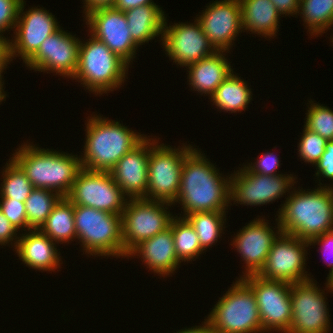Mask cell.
<instances>
[{
	"mask_svg": "<svg viewBox=\"0 0 333 333\" xmlns=\"http://www.w3.org/2000/svg\"><path fill=\"white\" fill-rule=\"evenodd\" d=\"M166 21L168 20L165 18L160 41L165 48V54L178 66H189L217 51L207 39L197 19L194 23L179 22L169 26Z\"/></svg>",
	"mask_w": 333,
	"mask_h": 333,
	"instance_id": "cell-15",
	"label": "cell"
},
{
	"mask_svg": "<svg viewBox=\"0 0 333 333\" xmlns=\"http://www.w3.org/2000/svg\"><path fill=\"white\" fill-rule=\"evenodd\" d=\"M89 33L101 40L128 65L135 58L138 46L133 42L123 11L102 8L84 15Z\"/></svg>",
	"mask_w": 333,
	"mask_h": 333,
	"instance_id": "cell-18",
	"label": "cell"
},
{
	"mask_svg": "<svg viewBox=\"0 0 333 333\" xmlns=\"http://www.w3.org/2000/svg\"><path fill=\"white\" fill-rule=\"evenodd\" d=\"M226 51H216L209 57L187 66L188 81L191 90L206 94L209 97L221 85L223 80L232 73L231 62L225 57Z\"/></svg>",
	"mask_w": 333,
	"mask_h": 333,
	"instance_id": "cell-24",
	"label": "cell"
},
{
	"mask_svg": "<svg viewBox=\"0 0 333 333\" xmlns=\"http://www.w3.org/2000/svg\"><path fill=\"white\" fill-rule=\"evenodd\" d=\"M308 112L305 113L306 121L303 127L312 132L318 133L327 141L333 140V111L323 104L308 101Z\"/></svg>",
	"mask_w": 333,
	"mask_h": 333,
	"instance_id": "cell-34",
	"label": "cell"
},
{
	"mask_svg": "<svg viewBox=\"0 0 333 333\" xmlns=\"http://www.w3.org/2000/svg\"><path fill=\"white\" fill-rule=\"evenodd\" d=\"M315 281L291 284L292 319L288 333L330 332L328 302Z\"/></svg>",
	"mask_w": 333,
	"mask_h": 333,
	"instance_id": "cell-13",
	"label": "cell"
},
{
	"mask_svg": "<svg viewBox=\"0 0 333 333\" xmlns=\"http://www.w3.org/2000/svg\"><path fill=\"white\" fill-rule=\"evenodd\" d=\"M318 185L311 191L295 187L289 192L277 211L282 233L310 241L333 230V186Z\"/></svg>",
	"mask_w": 333,
	"mask_h": 333,
	"instance_id": "cell-2",
	"label": "cell"
},
{
	"mask_svg": "<svg viewBox=\"0 0 333 333\" xmlns=\"http://www.w3.org/2000/svg\"><path fill=\"white\" fill-rule=\"evenodd\" d=\"M219 171L199 149L193 148L185 156L179 192L173 203L182 206L183 217L195 212L225 211L232 205L231 177L225 178Z\"/></svg>",
	"mask_w": 333,
	"mask_h": 333,
	"instance_id": "cell-1",
	"label": "cell"
},
{
	"mask_svg": "<svg viewBox=\"0 0 333 333\" xmlns=\"http://www.w3.org/2000/svg\"><path fill=\"white\" fill-rule=\"evenodd\" d=\"M16 232L18 233L19 231L0 210V245L6 246V244H11L12 247L14 246L16 248L19 239Z\"/></svg>",
	"mask_w": 333,
	"mask_h": 333,
	"instance_id": "cell-40",
	"label": "cell"
},
{
	"mask_svg": "<svg viewBox=\"0 0 333 333\" xmlns=\"http://www.w3.org/2000/svg\"><path fill=\"white\" fill-rule=\"evenodd\" d=\"M316 170L315 176L317 179L320 177L319 183L322 178H328L333 181V140L327 141L326 149L321 155V158L315 164Z\"/></svg>",
	"mask_w": 333,
	"mask_h": 333,
	"instance_id": "cell-39",
	"label": "cell"
},
{
	"mask_svg": "<svg viewBox=\"0 0 333 333\" xmlns=\"http://www.w3.org/2000/svg\"><path fill=\"white\" fill-rule=\"evenodd\" d=\"M59 28L48 36L25 63L30 70L73 78L78 65L80 39ZM50 71V72H49Z\"/></svg>",
	"mask_w": 333,
	"mask_h": 333,
	"instance_id": "cell-16",
	"label": "cell"
},
{
	"mask_svg": "<svg viewBox=\"0 0 333 333\" xmlns=\"http://www.w3.org/2000/svg\"><path fill=\"white\" fill-rule=\"evenodd\" d=\"M326 287H325V289L324 290H330V293H333V276L331 277V278H329L328 280H326ZM326 288H328V289H326Z\"/></svg>",
	"mask_w": 333,
	"mask_h": 333,
	"instance_id": "cell-49",
	"label": "cell"
},
{
	"mask_svg": "<svg viewBox=\"0 0 333 333\" xmlns=\"http://www.w3.org/2000/svg\"><path fill=\"white\" fill-rule=\"evenodd\" d=\"M230 177V202L247 204L246 206H263L273 203L284 194L286 195V192H289L296 183V177H293V174L262 175L250 172L245 166L234 171Z\"/></svg>",
	"mask_w": 333,
	"mask_h": 333,
	"instance_id": "cell-14",
	"label": "cell"
},
{
	"mask_svg": "<svg viewBox=\"0 0 333 333\" xmlns=\"http://www.w3.org/2000/svg\"><path fill=\"white\" fill-rule=\"evenodd\" d=\"M226 212L228 211H205L185 216L197 233L200 246L204 251L214 243L216 244L222 236L225 230Z\"/></svg>",
	"mask_w": 333,
	"mask_h": 333,
	"instance_id": "cell-29",
	"label": "cell"
},
{
	"mask_svg": "<svg viewBox=\"0 0 333 333\" xmlns=\"http://www.w3.org/2000/svg\"><path fill=\"white\" fill-rule=\"evenodd\" d=\"M172 234L174 247L178 259L184 263L194 261L204 250L200 246V241L189 221L181 214L172 218ZM195 258V259H194Z\"/></svg>",
	"mask_w": 333,
	"mask_h": 333,
	"instance_id": "cell-31",
	"label": "cell"
},
{
	"mask_svg": "<svg viewBox=\"0 0 333 333\" xmlns=\"http://www.w3.org/2000/svg\"><path fill=\"white\" fill-rule=\"evenodd\" d=\"M309 245L310 246L311 245L312 246L313 245L314 246L315 245L322 246L321 249H319V250H322L323 254L327 253L329 255V253H330L332 255L331 258H333V230L329 231V232H326V233H324V234H322L320 236L314 237L313 239H311L309 241ZM325 257H327V256H325ZM327 266L330 267L329 274H328V277H327V280H328L329 278H331L333 276V259H332V261L331 260L329 261V263L327 264Z\"/></svg>",
	"mask_w": 333,
	"mask_h": 333,
	"instance_id": "cell-41",
	"label": "cell"
},
{
	"mask_svg": "<svg viewBox=\"0 0 333 333\" xmlns=\"http://www.w3.org/2000/svg\"><path fill=\"white\" fill-rule=\"evenodd\" d=\"M150 139L146 137L109 171L128 199H146Z\"/></svg>",
	"mask_w": 333,
	"mask_h": 333,
	"instance_id": "cell-21",
	"label": "cell"
},
{
	"mask_svg": "<svg viewBox=\"0 0 333 333\" xmlns=\"http://www.w3.org/2000/svg\"><path fill=\"white\" fill-rule=\"evenodd\" d=\"M139 256L143 264L154 274L162 277L172 276L180 266L172 234V220L170 226L162 232H159L152 238L142 241L128 255L129 257Z\"/></svg>",
	"mask_w": 333,
	"mask_h": 333,
	"instance_id": "cell-22",
	"label": "cell"
},
{
	"mask_svg": "<svg viewBox=\"0 0 333 333\" xmlns=\"http://www.w3.org/2000/svg\"><path fill=\"white\" fill-rule=\"evenodd\" d=\"M277 11L284 16L288 15H299V2L298 0H270Z\"/></svg>",
	"mask_w": 333,
	"mask_h": 333,
	"instance_id": "cell-42",
	"label": "cell"
},
{
	"mask_svg": "<svg viewBox=\"0 0 333 333\" xmlns=\"http://www.w3.org/2000/svg\"><path fill=\"white\" fill-rule=\"evenodd\" d=\"M176 333H215L212 329L211 326L208 324V322L205 320L204 323L202 322L201 326H194V327H189L185 329H181L177 331Z\"/></svg>",
	"mask_w": 333,
	"mask_h": 333,
	"instance_id": "cell-46",
	"label": "cell"
},
{
	"mask_svg": "<svg viewBox=\"0 0 333 333\" xmlns=\"http://www.w3.org/2000/svg\"><path fill=\"white\" fill-rule=\"evenodd\" d=\"M280 158L274 155L273 152H265L264 154L258 157L257 161L252 163H248V165H244L250 172L259 173L262 175H280L277 173V168L280 167L281 164L279 161Z\"/></svg>",
	"mask_w": 333,
	"mask_h": 333,
	"instance_id": "cell-38",
	"label": "cell"
},
{
	"mask_svg": "<svg viewBox=\"0 0 333 333\" xmlns=\"http://www.w3.org/2000/svg\"><path fill=\"white\" fill-rule=\"evenodd\" d=\"M298 13L302 14L301 18L311 36L322 35L333 27V0H302Z\"/></svg>",
	"mask_w": 333,
	"mask_h": 333,
	"instance_id": "cell-30",
	"label": "cell"
},
{
	"mask_svg": "<svg viewBox=\"0 0 333 333\" xmlns=\"http://www.w3.org/2000/svg\"><path fill=\"white\" fill-rule=\"evenodd\" d=\"M83 2V13L86 15L89 12L95 11L97 9L113 8L117 0H83Z\"/></svg>",
	"mask_w": 333,
	"mask_h": 333,
	"instance_id": "cell-43",
	"label": "cell"
},
{
	"mask_svg": "<svg viewBox=\"0 0 333 333\" xmlns=\"http://www.w3.org/2000/svg\"><path fill=\"white\" fill-rule=\"evenodd\" d=\"M56 244L40 229H29L28 233L26 231L20 234L14 251L28 268L42 270L41 272H54L55 269L60 268L61 264V254Z\"/></svg>",
	"mask_w": 333,
	"mask_h": 333,
	"instance_id": "cell-23",
	"label": "cell"
},
{
	"mask_svg": "<svg viewBox=\"0 0 333 333\" xmlns=\"http://www.w3.org/2000/svg\"><path fill=\"white\" fill-rule=\"evenodd\" d=\"M102 117L91 114L85 123L86 141L80 160L82 168L89 171L109 172L126 153L147 137L125 127L120 121Z\"/></svg>",
	"mask_w": 333,
	"mask_h": 333,
	"instance_id": "cell-3",
	"label": "cell"
},
{
	"mask_svg": "<svg viewBox=\"0 0 333 333\" xmlns=\"http://www.w3.org/2000/svg\"><path fill=\"white\" fill-rule=\"evenodd\" d=\"M12 60H0V79H2V74L4 69L7 68V64H9Z\"/></svg>",
	"mask_w": 333,
	"mask_h": 333,
	"instance_id": "cell-47",
	"label": "cell"
},
{
	"mask_svg": "<svg viewBox=\"0 0 333 333\" xmlns=\"http://www.w3.org/2000/svg\"><path fill=\"white\" fill-rule=\"evenodd\" d=\"M53 190L34 188L25 200L29 229H40L62 196Z\"/></svg>",
	"mask_w": 333,
	"mask_h": 333,
	"instance_id": "cell-32",
	"label": "cell"
},
{
	"mask_svg": "<svg viewBox=\"0 0 333 333\" xmlns=\"http://www.w3.org/2000/svg\"><path fill=\"white\" fill-rule=\"evenodd\" d=\"M40 230L58 245L59 243L67 242L69 244L70 240L77 239L74 223V204L67 197H62L53 207Z\"/></svg>",
	"mask_w": 333,
	"mask_h": 333,
	"instance_id": "cell-28",
	"label": "cell"
},
{
	"mask_svg": "<svg viewBox=\"0 0 333 333\" xmlns=\"http://www.w3.org/2000/svg\"><path fill=\"white\" fill-rule=\"evenodd\" d=\"M241 279L252 289L256 297L262 333H288L292 319L291 284L266 280L258 275H249Z\"/></svg>",
	"mask_w": 333,
	"mask_h": 333,
	"instance_id": "cell-10",
	"label": "cell"
},
{
	"mask_svg": "<svg viewBox=\"0 0 333 333\" xmlns=\"http://www.w3.org/2000/svg\"><path fill=\"white\" fill-rule=\"evenodd\" d=\"M5 166L3 171H1L3 182L0 185V198L25 202L34 189L33 184L27 178L26 173L11 157Z\"/></svg>",
	"mask_w": 333,
	"mask_h": 333,
	"instance_id": "cell-33",
	"label": "cell"
},
{
	"mask_svg": "<svg viewBox=\"0 0 333 333\" xmlns=\"http://www.w3.org/2000/svg\"><path fill=\"white\" fill-rule=\"evenodd\" d=\"M237 279L204 320L215 333H262L254 292L242 279Z\"/></svg>",
	"mask_w": 333,
	"mask_h": 333,
	"instance_id": "cell-7",
	"label": "cell"
},
{
	"mask_svg": "<svg viewBox=\"0 0 333 333\" xmlns=\"http://www.w3.org/2000/svg\"><path fill=\"white\" fill-rule=\"evenodd\" d=\"M11 157L26 173L34 188H44L66 197L82 169L80 155L41 149L24 142Z\"/></svg>",
	"mask_w": 333,
	"mask_h": 333,
	"instance_id": "cell-4",
	"label": "cell"
},
{
	"mask_svg": "<svg viewBox=\"0 0 333 333\" xmlns=\"http://www.w3.org/2000/svg\"><path fill=\"white\" fill-rule=\"evenodd\" d=\"M158 142L159 139L150 138L146 199L173 204L180 188L184 158L194 147L183 144L172 148Z\"/></svg>",
	"mask_w": 333,
	"mask_h": 333,
	"instance_id": "cell-8",
	"label": "cell"
},
{
	"mask_svg": "<svg viewBox=\"0 0 333 333\" xmlns=\"http://www.w3.org/2000/svg\"><path fill=\"white\" fill-rule=\"evenodd\" d=\"M171 205L173 204L144 198L127 200L121 214L123 258L142 241L152 238L170 226L174 217L168 207Z\"/></svg>",
	"mask_w": 333,
	"mask_h": 333,
	"instance_id": "cell-9",
	"label": "cell"
},
{
	"mask_svg": "<svg viewBox=\"0 0 333 333\" xmlns=\"http://www.w3.org/2000/svg\"><path fill=\"white\" fill-rule=\"evenodd\" d=\"M196 19L217 51H229L242 28L239 0H216L209 3Z\"/></svg>",
	"mask_w": 333,
	"mask_h": 333,
	"instance_id": "cell-19",
	"label": "cell"
},
{
	"mask_svg": "<svg viewBox=\"0 0 333 333\" xmlns=\"http://www.w3.org/2000/svg\"><path fill=\"white\" fill-rule=\"evenodd\" d=\"M129 67L101 40L90 34L87 41H80L78 65L72 79L81 82L91 93L102 95L121 87Z\"/></svg>",
	"mask_w": 333,
	"mask_h": 333,
	"instance_id": "cell-5",
	"label": "cell"
},
{
	"mask_svg": "<svg viewBox=\"0 0 333 333\" xmlns=\"http://www.w3.org/2000/svg\"><path fill=\"white\" fill-rule=\"evenodd\" d=\"M74 205L121 215L128 198L110 172L81 169L66 196Z\"/></svg>",
	"mask_w": 333,
	"mask_h": 333,
	"instance_id": "cell-11",
	"label": "cell"
},
{
	"mask_svg": "<svg viewBox=\"0 0 333 333\" xmlns=\"http://www.w3.org/2000/svg\"><path fill=\"white\" fill-rule=\"evenodd\" d=\"M309 246V241L281 232L273 241L266 262L257 275L290 284L313 279L305 271L306 248Z\"/></svg>",
	"mask_w": 333,
	"mask_h": 333,
	"instance_id": "cell-12",
	"label": "cell"
},
{
	"mask_svg": "<svg viewBox=\"0 0 333 333\" xmlns=\"http://www.w3.org/2000/svg\"><path fill=\"white\" fill-rule=\"evenodd\" d=\"M252 91L247 82L241 79L234 71L228 75L221 85L210 96V101L220 112L237 113L245 111L252 100Z\"/></svg>",
	"mask_w": 333,
	"mask_h": 333,
	"instance_id": "cell-27",
	"label": "cell"
},
{
	"mask_svg": "<svg viewBox=\"0 0 333 333\" xmlns=\"http://www.w3.org/2000/svg\"><path fill=\"white\" fill-rule=\"evenodd\" d=\"M242 28L268 39L275 37L281 14L270 0H239ZM273 36V37H272Z\"/></svg>",
	"mask_w": 333,
	"mask_h": 333,
	"instance_id": "cell-25",
	"label": "cell"
},
{
	"mask_svg": "<svg viewBox=\"0 0 333 333\" xmlns=\"http://www.w3.org/2000/svg\"><path fill=\"white\" fill-rule=\"evenodd\" d=\"M0 60H12L10 39L2 33H0Z\"/></svg>",
	"mask_w": 333,
	"mask_h": 333,
	"instance_id": "cell-45",
	"label": "cell"
},
{
	"mask_svg": "<svg viewBox=\"0 0 333 333\" xmlns=\"http://www.w3.org/2000/svg\"><path fill=\"white\" fill-rule=\"evenodd\" d=\"M25 0L22 1L11 42V57H21L26 63L39 49L43 41L56 32L60 26L55 15L43 8L32 7L24 11Z\"/></svg>",
	"mask_w": 333,
	"mask_h": 333,
	"instance_id": "cell-17",
	"label": "cell"
},
{
	"mask_svg": "<svg viewBox=\"0 0 333 333\" xmlns=\"http://www.w3.org/2000/svg\"><path fill=\"white\" fill-rule=\"evenodd\" d=\"M76 235L90 256L123 257L122 216L88 206L74 205Z\"/></svg>",
	"mask_w": 333,
	"mask_h": 333,
	"instance_id": "cell-6",
	"label": "cell"
},
{
	"mask_svg": "<svg viewBox=\"0 0 333 333\" xmlns=\"http://www.w3.org/2000/svg\"><path fill=\"white\" fill-rule=\"evenodd\" d=\"M133 42L139 47L155 37L162 38L165 17L159 5L147 4L124 11Z\"/></svg>",
	"mask_w": 333,
	"mask_h": 333,
	"instance_id": "cell-26",
	"label": "cell"
},
{
	"mask_svg": "<svg viewBox=\"0 0 333 333\" xmlns=\"http://www.w3.org/2000/svg\"><path fill=\"white\" fill-rule=\"evenodd\" d=\"M266 221L269 220H265L264 217L252 220L237 232L230 244L237 248L235 250L241 254L242 261L246 264L244 267L246 271L242 272L240 279L249 275H257L260 272L273 241L281 233L278 218H276L277 226L275 228L278 229L276 232Z\"/></svg>",
	"mask_w": 333,
	"mask_h": 333,
	"instance_id": "cell-20",
	"label": "cell"
},
{
	"mask_svg": "<svg viewBox=\"0 0 333 333\" xmlns=\"http://www.w3.org/2000/svg\"><path fill=\"white\" fill-rule=\"evenodd\" d=\"M23 0H0V33L14 29Z\"/></svg>",
	"mask_w": 333,
	"mask_h": 333,
	"instance_id": "cell-37",
	"label": "cell"
},
{
	"mask_svg": "<svg viewBox=\"0 0 333 333\" xmlns=\"http://www.w3.org/2000/svg\"><path fill=\"white\" fill-rule=\"evenodd\" d=\"M301 136L297 146L299 152L298 156L304 162L315 166L326 149L327 140L318 133L312 132L305 127L303 129V135Z\"/></svg>",
	"mask_w": 333,
	"mask_h": 333,
	"instance_id": "cell-35",
	"label": "cell"
},
{
	"mask_svg": "<svg viewBox=\"0 0 333 333\" xmlns=\"http://www.w3.org/2000/svg\"><path fill=\"white\" fill-rule=\"evenodd\" d=\"M0 210L18 231L21 229L22 231H28L25 202L13 199H0Z\"/></svg>",
	"mask_w": 333,
	"mask_h": 333,
	"instance_id": "cell-36",
	"label": "cell"
},
{
	"mask_svg": "<svg viewBox=\"0 0 333 333\" xmlns=\"http://www.w3.org/2000/svg\"><path fill=\"white\" fill-rule=\"evenodd\" d=\"M147 4H156L152 0H117L114 8L119 11H126L138 6H144Z\"/></svg>",
	"mask_w": 333,
	"mask_h": 333,
	"instance_id": "cell-44",
	"label": "cell"
},
{
	"mask_svg": "<svg viewBox=\"0 0 333 333\" xmlns=\"http://www.w3.org/2000/svg\"><path fill=\"white\" fill-rule=\"evenodd\" d=\"M4 85V81L2 79H0V103H2V101H4V99H6V92L3 89Z\"/></svg>",
	"mask_w": 333,
	"mask_h": 333,
	"instance_id": "cell-48",
	"label": "cell"
}]
</instances>
